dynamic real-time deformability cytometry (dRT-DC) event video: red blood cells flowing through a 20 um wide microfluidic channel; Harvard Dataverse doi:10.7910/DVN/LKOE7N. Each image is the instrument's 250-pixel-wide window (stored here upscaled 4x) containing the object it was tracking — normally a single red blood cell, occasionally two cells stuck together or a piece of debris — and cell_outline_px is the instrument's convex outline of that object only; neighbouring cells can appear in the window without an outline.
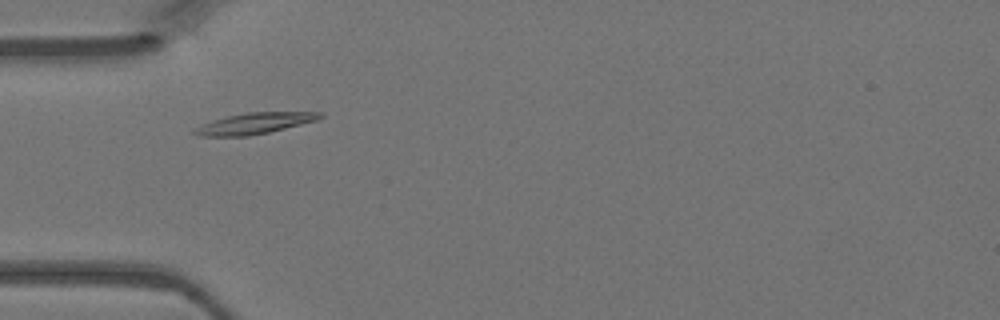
{"species": "Egyptian fruit bat (a non-hibernating species)", "species_latin": "Rousettus aegyptiacus", "temperature_condition": "warm", "stored_images_in_passage": 38, "camera_frame_rate_fps": 3000, "um_per_image_px": 0.085, "animal": {"sex": "female"}, "frame": {"image": 1, "passage_image": 5, "time_ms": 1.333, "image_size_px": [1000, 320], "cell_outline_px": [[324, 116], [316, 120], [268, 132], [248, 136], [200, 136], [192, 132], [196, 128], [212, 120], [228, 116], [248, 112], [324, 112]], "centroid_in_image_um": [21.65, 10.48], "position_along_channel_um": 63.3, "area_um2": 15.09}}
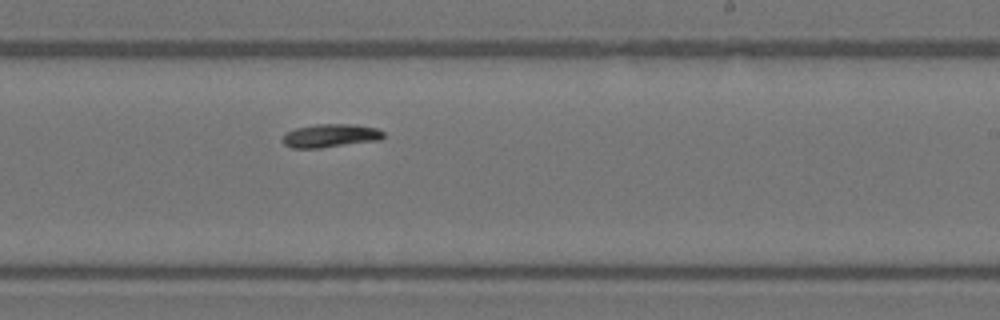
{"frame": {"image": 2, "passage_image": 19, "time_ms": 6.0, "image_size_px": [1000, 320], "cell_outline_px": [[384, 136], [380, 140], [320, 148], [292, 148], [284, 144], [280, 140], [284, 132], [296, 128], [316, 124], [356, 124], [376, 128], [384, 132]], "centroid_in_image_um": [28.05, 11.53], "position_along_channel_um": 261.0, "area_um2": 13.93}}
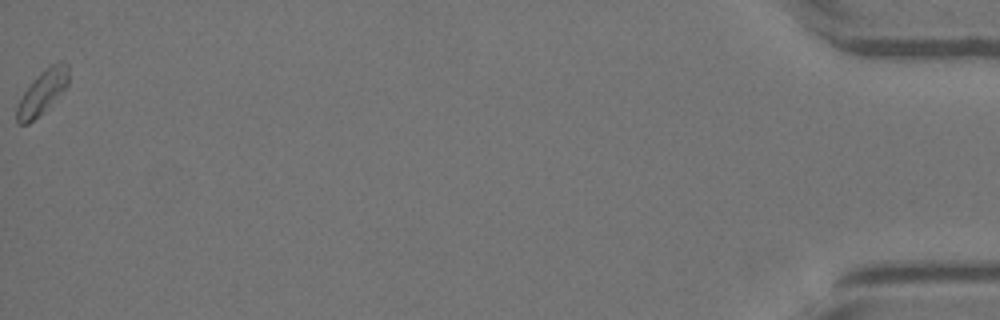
{"frame": {"image": 3, "passage_image": 38, "time_ms": 12.333, "image_size_px": [1000, 320], "cell_outline_px": [[68, 88], [44, 112], [28, 124], [20, 124], [16, 120], [16, 108], [24, 92], [52, 64], [60, 60], [68, 64]], "centroid_in_image_um": [3.65, 7.89], "position_along_channel_um": 431.5, "area_um2": 12.95}}